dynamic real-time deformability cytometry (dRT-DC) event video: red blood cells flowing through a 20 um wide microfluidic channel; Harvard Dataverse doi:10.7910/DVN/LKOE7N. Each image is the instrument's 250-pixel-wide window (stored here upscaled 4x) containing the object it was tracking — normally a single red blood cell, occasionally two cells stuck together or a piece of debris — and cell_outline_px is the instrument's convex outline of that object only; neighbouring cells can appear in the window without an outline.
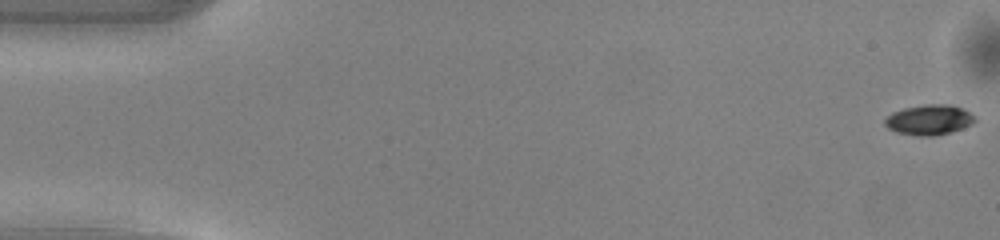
{"species": "common noctule bat (a hibernating species)", "species_latin": "Nyctalus noctula", "temperature_condition": "warm", "stored_images_in_passage": 50, "camera_frame_rate_fps": 3000, "um_per_image_px": 0.085, "animal": {"sex": "male", "body_mass_g": 13.0, "forearm_length_mm": 53.1}, "frame": {"image": 1, "passage_image": 1, "time_ms": 0.0, "image_size_px": [1000, 240], "cell_outline_px": [[976, 120], [972, 124], [948, 132], [932, 136], [920, 136], [896, 132], [888, 128], [884, 124], [884, 120], [892, 112], [904, 108], [928, 104], [952, 104], [968, 112]], "centroid_in_image_um": [78.93, 10.18], "position_along_channel_um": 6.1, "area_um2": 15.55}}
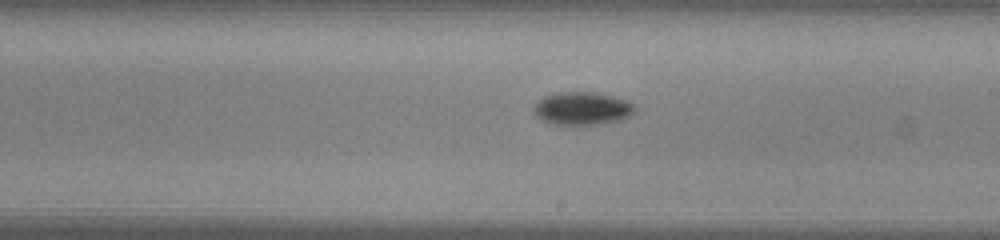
{"frame": {"image": 2, "passage_image": 29, "time_ms": 9.333, "image_size_px": [1000, 240], "cell_outline_px": [[636, 108], [628, 116], [620, 120], [596, 124], [556, 124], [544, 120], [536, 116], [532, 108], [544, 96], [560, 92], [596, 92], [612, 96], [636, 104]], "centroid_in_image_um": [49.49, 9.2], "position_along_channel_um": 239.5, "area_um2": 19.07}}
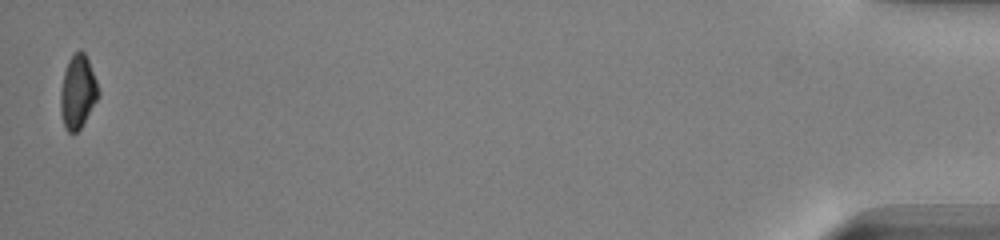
{"frame": {"image": 3, "passage_image": 50, "time_ms": 16.333, "image_size_px": [1000, 240], "cell_outline_px": [[100, 92], [96, 100], [80, 128], [72, 136], [64, 128], [60, 112], [60, 92], [64, 72], [68, 60], [76, 52], [84, 52], [88, 60], [96, 80]], "centroid_in_image_um": [6.58, 7.85], "position_along_channel_um": 428.6, "area_um2": 16.01}, "authors_computed_cell_mechanics": {"area_um2": 16.9354, "velocity_mm_per_s": 4.1204, "shape_relaxation_time_tau1_ms": 1.6918, "shape_relaxation_time_tau2_ms": null, "deformation_change_tau1": 0.1269, "deformation_change_tau2": null}}